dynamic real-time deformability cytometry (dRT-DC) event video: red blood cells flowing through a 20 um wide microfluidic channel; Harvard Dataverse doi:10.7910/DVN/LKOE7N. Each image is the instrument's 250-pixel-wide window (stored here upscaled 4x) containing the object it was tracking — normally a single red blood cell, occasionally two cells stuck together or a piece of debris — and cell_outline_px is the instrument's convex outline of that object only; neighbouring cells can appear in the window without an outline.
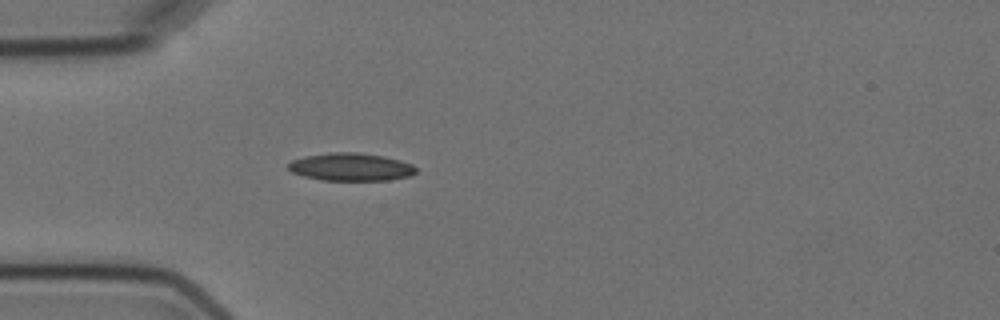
{"species": "Egyptian fruit bat (a non-hibernating species)", "species_latin": "Rousettus aegyptiacus", "temperature_condition": "cold", "stored_images_in_passage": 5, "camera_frame_rate_fps": 3000, "um_per_image_px": 0.085, "animal": {"sex": "female"}, "frame": {"image": 1, "passage_image": 5, "time_ms": 5.333, "image_size_px": [1000, 320], "cell_outline_px": [[416, 172], [412, 176], [388, 180], [320, 180], [304, 176], [292, 172], [288, 168], [288, 164], [292, 160], [304, 156], [332, 152], [356, 152], [384, 156], [400, 160], [412, 164], [416, 168]], "centroid_in_image_um": [29.84, 14.19], "position_along_channel_um": 55.2, "area_um2": 20.75}}